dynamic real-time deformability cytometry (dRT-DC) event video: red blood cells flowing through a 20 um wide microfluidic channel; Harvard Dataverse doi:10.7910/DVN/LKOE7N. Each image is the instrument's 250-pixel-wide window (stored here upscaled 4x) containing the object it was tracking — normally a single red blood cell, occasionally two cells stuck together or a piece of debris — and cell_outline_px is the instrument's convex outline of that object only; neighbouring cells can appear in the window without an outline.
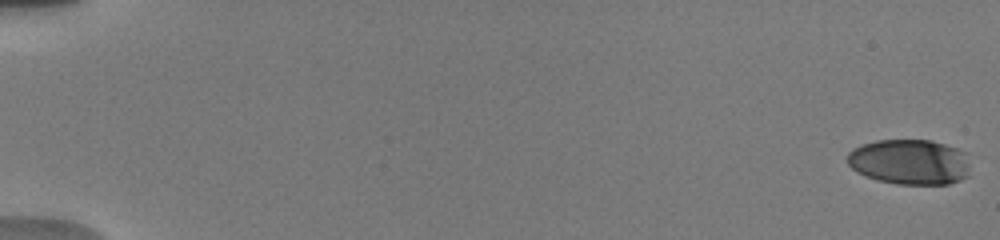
{"species": "human", "species_latin": "Homo sapiens", "temperature_condition": "warm", "stored_images_in_passage": 41, "camera_frame_rate_fps": 3000, "um_per_image_px": 0.085, "donor": {"sex": "male"}, "frame": {"image": 1, "passage_image": 1, "time_ms": 0.0, "image_size_px": [1000, 240], "cell_outline_px": [[968, 176], [960, 180], [948, 184], [896, 184], [876, 180], [856, 172], [848, 164], [848, 152], [852, 148], [860, 144], [876, 140], [932, 140], [968, 152]], "centroid_in_image_um": [77.31, 13.76], "position_along_channel_um": 7.7, "area_um2": 32.83}}
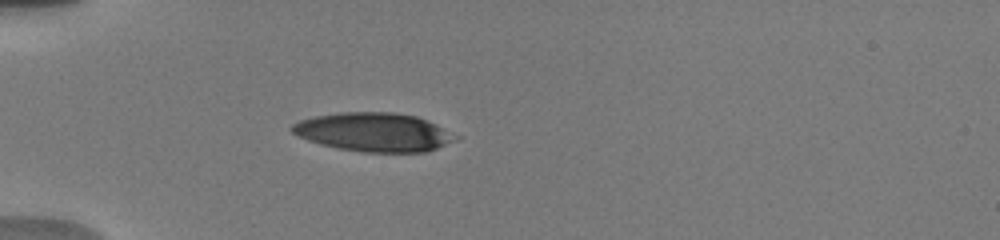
{"frame": {"image": 2, "passage_image": 25, "time_ms": 5.667, "image_size_px": [1000, 240], "cell_outline_px": [[460, 140], [424, 152], [364, 152], [340, 148], [320, 144], [308, 140], [292, 132], [288, 128], [292, 124], [300, 120], [316, 116], [340, 112], [396, 112], [416, 116], [436, 124], [460, 136]], "centroid_in_image_um": [31.82, 11.23], "position_along_channel_um": 53.2, "area_um2": 36.99}}
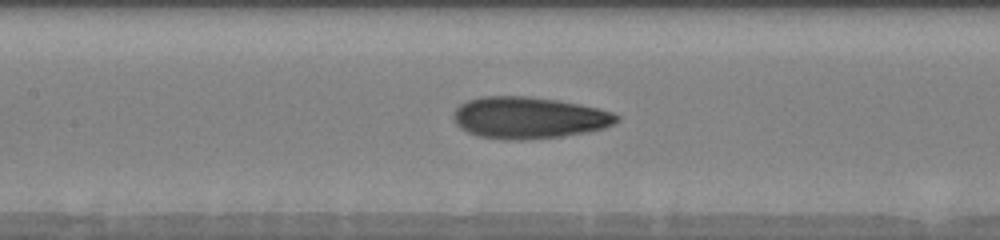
{"frame": {"image": 3, "passage_image": 37, "time_ms": 9.0, "image_size_px": [1000, 240], "cell_outline_px": [[620, 120], [604, 128], [584, 132], [560, 136], [520, 140], [508, 140], [480, 136], [468, 132], [460, 128], [456, 124], [452, 116], [456, 108], [460, 104], [468, 100], [480, 96], [528, 96], [560, 100], [600, 108], [612, 112], [620, 116]], "centroid_in_image_um": [44.95, 9.99], "position_along_channel_um": 162.5, "area_um2": 39.71}}